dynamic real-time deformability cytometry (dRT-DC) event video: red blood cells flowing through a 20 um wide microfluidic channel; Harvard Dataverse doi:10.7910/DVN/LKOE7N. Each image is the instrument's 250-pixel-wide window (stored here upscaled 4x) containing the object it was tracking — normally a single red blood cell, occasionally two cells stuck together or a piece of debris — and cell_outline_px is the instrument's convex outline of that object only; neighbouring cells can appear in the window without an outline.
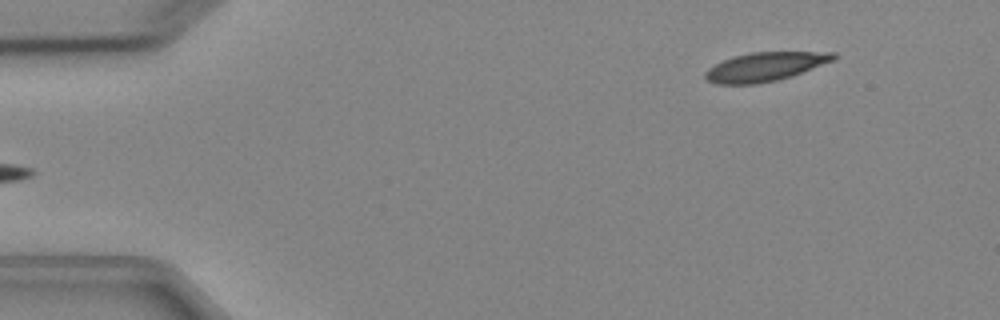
{"species": "Egyptian fruit bat (a non-hibernating species)", "species_latin": "Rousettus aegyptiacus", "temperature_condition": "cold", "stored_images_in_passage": 4, "segment_of_instrument_passage": [2, 2], "camera_frame_rate_fps": 3000, "um_per_image_px": 0.085, "animal": {"sex": "female"}, "frame": {"image": 1, "passage_image": 4, "time_ms": 3.667, "image_size_px": [1000, 320], "cell_outline_px": [[840, 56], [836, 60], [792, 76], [776, 80], [756, 84], [716, 84], [708, 80], [704, 76], [704, 72], [708, 68], [732, 56], [752, 52], [836, 52]], "centroid_in_image_um": [65.08, 5.66], "position_along_channel_um": 19.9, "area_um2": 21.73}}